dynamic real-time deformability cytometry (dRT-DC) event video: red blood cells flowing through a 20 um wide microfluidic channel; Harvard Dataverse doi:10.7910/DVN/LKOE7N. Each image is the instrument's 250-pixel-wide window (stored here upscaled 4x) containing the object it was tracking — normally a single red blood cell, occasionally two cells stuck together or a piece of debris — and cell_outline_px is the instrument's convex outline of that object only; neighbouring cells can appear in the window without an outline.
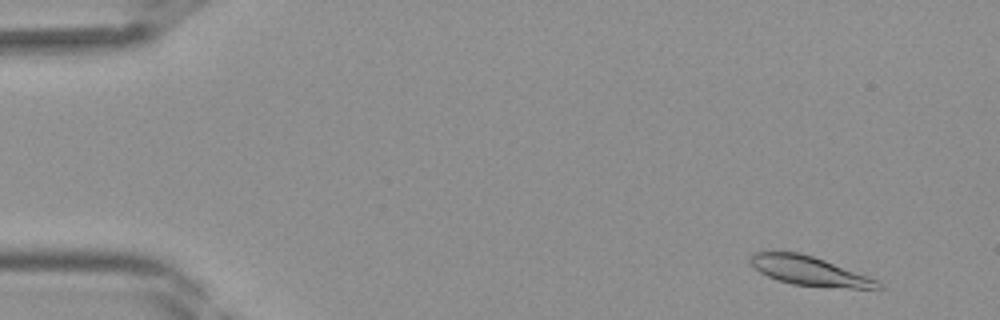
{"species": "Egyptian fruit bat (a non-hibernating species)", "species_latin": "Rousettus aegyptiacus", "temperature_condition": "room temperature", "stored_images_in_passage": 41, "camera_frame_rate_fps": 3000, "um_per_image_px": 0.085, "frame": {"image": 1, "passage_image": 3, "time_ms": 0.667, "image_size_px": [1000, 320], "cell_outline_px": [[884, 288], [848, 288], [792, 284], [776, 280], [760, 272], [748, 260], [756, 252], [800, 252], [824, 260], [880, 280], [884, 284]], "centroid_in_image_um": [68.85, 23.04], "position_along_channel_um": 16.1, "area_um2": 21.5}}
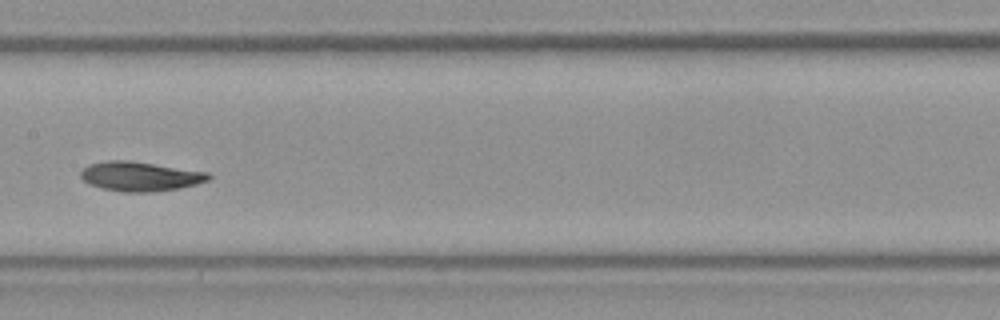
{"frame": {"image": 2, "passage_image": 21, "time_ms": 6.667, "image_size_px": [1000, 320], "cell_outline_px": [[212, 176], [208, 180], [196, 184], [180, 188], [152, 192], [124, 192], [100, 188], [88, 184], [80, 176], [80, 172], [88, 164], [108, 160], [128, 160], [208, 172]], "centroid_in_image_um": [11.89, 14.99], "position_along_channel_um": 195.5, "area_um2": 21.96}}
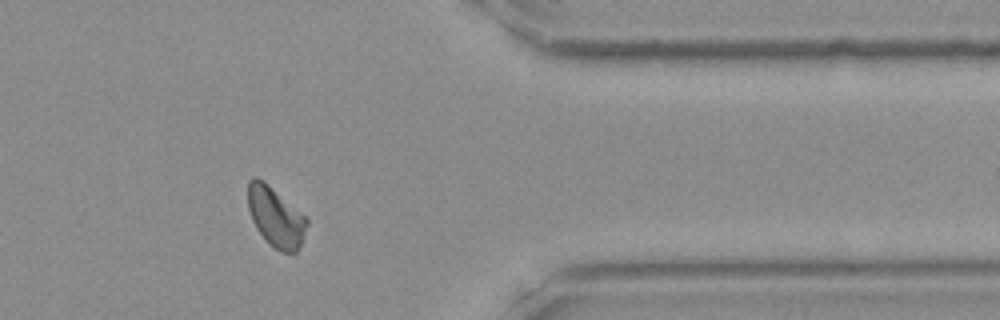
{"frame": {"image": 3, "passage_image": 34, "time_ms": 11.0, "image_size_px": [1000, 320], "cell_outline_px": [[308, 224], [300, 244], [296, 252], [280, 252], [272, 248], [268, 244], [256, 228], [252, 220], [248, 208], [248, 180], [252, 176], [256, 176], [300, 212], [308, 220]], "centroid_in_image_um": [23.4, 18.48], "position_along_channel_um": 388.0, "area_um2": 20.11}}